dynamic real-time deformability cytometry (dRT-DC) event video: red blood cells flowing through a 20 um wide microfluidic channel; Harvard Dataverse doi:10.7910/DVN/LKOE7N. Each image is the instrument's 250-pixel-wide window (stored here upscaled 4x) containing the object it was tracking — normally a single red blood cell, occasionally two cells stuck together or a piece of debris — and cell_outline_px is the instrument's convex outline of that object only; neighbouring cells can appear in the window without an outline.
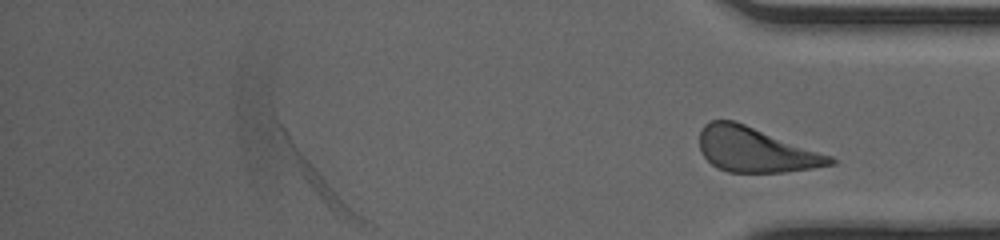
{"species": "human", "species_latin": "Homo sapiens", "temperature_condition": "cold", "stored_images_in_passage": 33, "segment_of_instrument_passage": [2, 2], "camera_frame_rate_fps": 3000, "um_per_image_px": 0.085, "donor": {"sex": "male"}, "frame": {"image": 1, "passage_image": 33, "time_ms": 10.667, "image_size_px": [1000, 240], "cell_outline_px": [[836, 164], [812, 168], [784, 172], [728, 172], [716, 168], [700, 152], [700, 128], [708, 120], [732, 120], [744, 124], [832, 156], [836, 160]], "centroid_in_image_um": [64.19, 12.73], "position_along_channel_um": 371.0, "area_um2": 33.87}}